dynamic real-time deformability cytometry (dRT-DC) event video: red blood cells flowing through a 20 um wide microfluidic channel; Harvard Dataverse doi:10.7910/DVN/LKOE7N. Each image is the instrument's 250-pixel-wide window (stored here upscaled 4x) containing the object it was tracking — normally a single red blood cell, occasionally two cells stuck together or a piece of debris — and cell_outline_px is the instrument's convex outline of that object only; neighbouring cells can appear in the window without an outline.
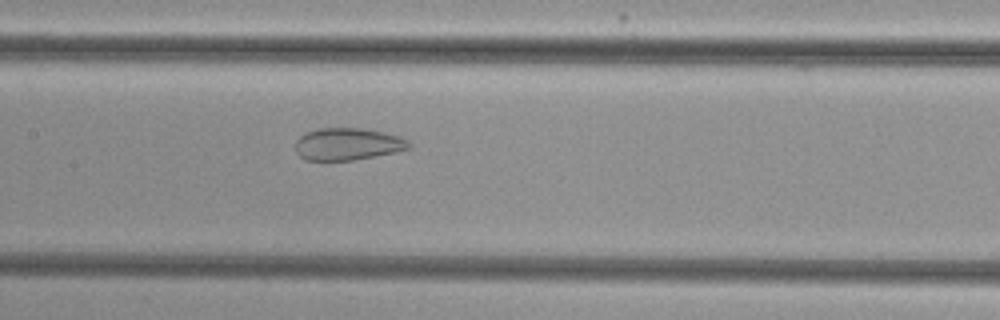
{"species": "common noctule bat (a hibernating species)", "species_latin": "Nyctalus noctula", "temperature_condition": "cold", "stored_images_in_passage": 42, "camera_frame_rate_fps": 3000, "um_per_image_px": 0.085, "animal": {"sex": "female", "body_mass_g": 29.2, "forearm_length_mm": 56.3}, "frame": {"image": 1, "passage_image": 16, "time_ms": 5.0, "image_size_px": [1000, 320], "cell_outline_px": [[412, 148], [396, 152], [352, 160], [304, 160], [296, 152], [296, 140], [304, 132], [320, 128], [364, 128], [384, 132], [400, 136], [408, 140], [412, 144]], "centroid_in_image_um": [29.58, 12.24], "position_along_channel_um": 177.8, "area_um2": 21.5}}
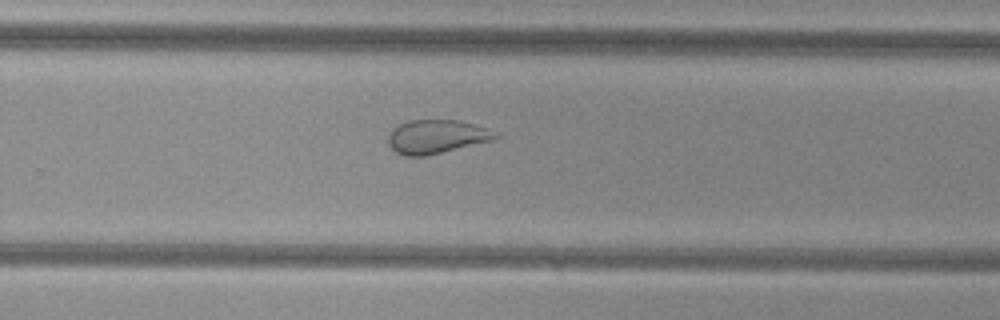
{"frame": {"image": 2, "passage_image": 25, "time_ms": 8.0, "image_size_px": [1000, 320], "cell_outline_px": [[500, 136], [492, 140], [424, 156], [404, 156], [396, 152], [388, 144], [388, 132], [400, 124], [408, 120], [460, 120], [488, 128]], "centroid_in_image_um": [37.07, 11.6], "position_along_channel_um": 292.7, "area_um2": 20.92}}
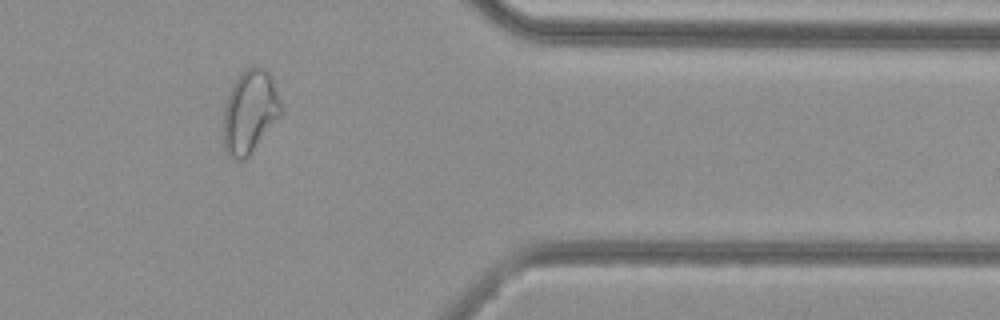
{"frame": {"image": 3, "passage_image": 34, "time_ms": 11.0, "image_size_px": [1000, 320], "cell_outline_px": [[284, 112], [248, 156], [244, 160], [236, 160], [228, 156], [224, 148], [224, 108], [232, 84], [240, 72], [256, 64], [264, 68], [272, 76], [284, 108]], "centroid_in_image_um": [21.27, 9.47], "position_along_channel_um": 390.1, "area_um2": 28.32}}